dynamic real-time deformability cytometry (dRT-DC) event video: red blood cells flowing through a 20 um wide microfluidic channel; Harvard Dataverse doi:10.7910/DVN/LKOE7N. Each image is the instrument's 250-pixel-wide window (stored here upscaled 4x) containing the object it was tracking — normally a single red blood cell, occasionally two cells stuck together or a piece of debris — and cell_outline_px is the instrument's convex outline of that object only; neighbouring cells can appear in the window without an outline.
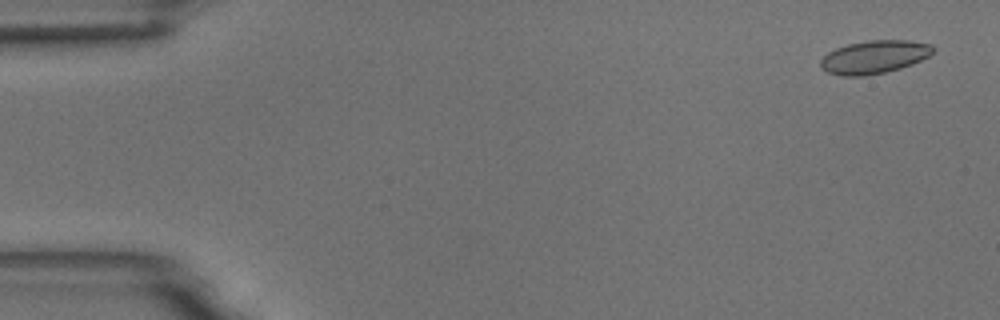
{"species": "common noctule bat (a hibernating species)", "species_latin": "Nyctalus noctula", "temperature_condition": "room temperature", "stored_images_in_passage": 4, "camera_frame_rate_fps": 3000, "um_per_image_px": 0.085, "animal": {"sex": "male", "body_mass_g": 18.8}, "frame": {"image": 1, "passage_image": 1, "time_ms": 0.0, "image_size_px": [1000, 320], "cell_outline_px": [[936, 48], [928, 56], [912, 64], [900, 68], [884, 72], [864, 76], [840, 76], [828, 72], [820, 68], [820, 60], [828, 52], [836, 48], [848, 44], [868, 40], [908, 40], [932, 44]], "centroid_in_image_um": [74.3, 4.84], "position_along_channel_um": 10.7, "area_um2": 21.73}}
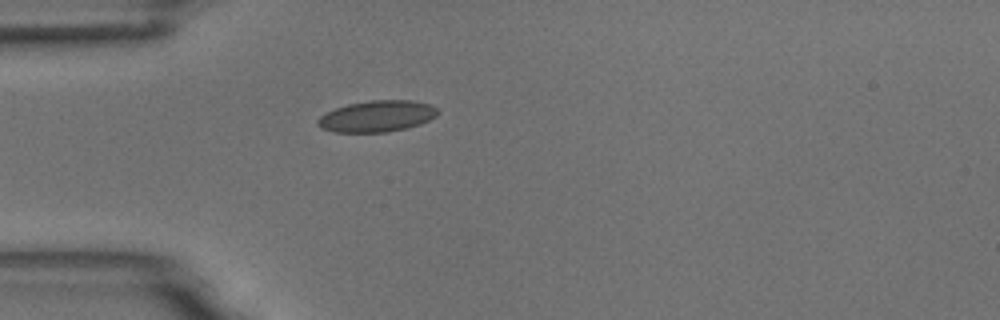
{"frame": {"image": 2, "passage_image": 4, "time_ms": 4.333, "image_size_px": [1000, 320], "cell_outline_px": [[440, 112], [436, 116], [420, 124], [408, 128], [388, 132], [336, 132], [320, 128], [316, 124], [316, 120], [320, 116], [336, 108], [348, 104], [372, 100], [412, 100], [432, 104]], "centroid_in_image_um": [32.06, 9.88], "position_along_channel_um": 52.9, "area_um2": 22.02}}